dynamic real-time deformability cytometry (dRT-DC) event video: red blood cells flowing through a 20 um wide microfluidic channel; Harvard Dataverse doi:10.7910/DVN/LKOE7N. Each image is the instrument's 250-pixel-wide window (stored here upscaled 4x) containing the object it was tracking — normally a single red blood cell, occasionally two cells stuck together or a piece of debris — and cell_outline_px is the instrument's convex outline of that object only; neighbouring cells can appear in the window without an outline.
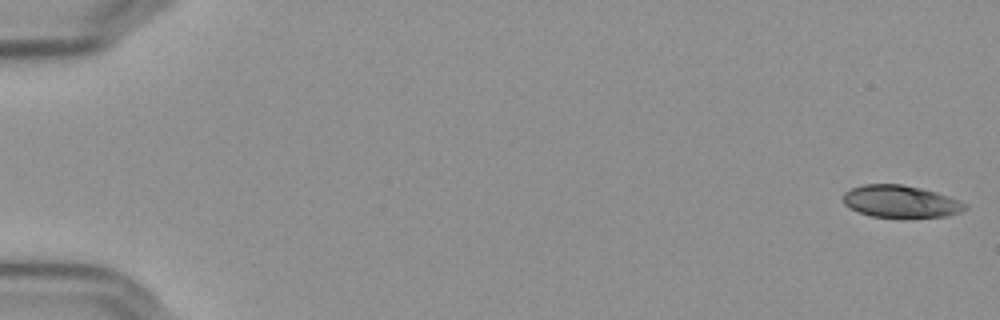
{"species": "Egyptian fruit bat (a non-hibernating species)", "species_latin": "Rousettus aegyptiacus", "temperature_condition": "cold", "stored_images_in_passage": 56, "camera_frame_rate_fps": 3000, "um_per_image_px": 0.085, "frame": {"image": 1, "passage_image": 1, "time_ms": 0.0, "image_size_px": [1000, 320], "cell_outline_px": [[968, 208], [960, 212], [948, 216], [904, 220], [868, 216], [856, 212], [848, 208], [844, 204], [844, 192], [852, 188], [864, 184], [900, 184], [920, 188], [936, 192], [960, 200], [968, 204]], "centroid_in_image_um": [76.57, 17.18], "position_along_channel_um": 8.4, "area_um2": 23.87}}
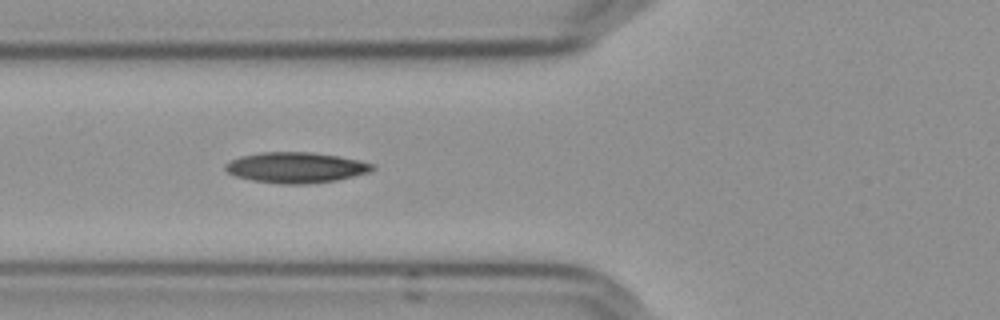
{"frame": {"image": 2, "passage_image": 22, "time_ms": 7.0, "image_size_px": [1000, 320], "cell_outline_px": [[376, 168], [368, 172], [336, 180], [308, 184], [280, 184], [252, 180], [236, 176], [228, 172], [224, 168], [224, 164], [240, 156], [260, 152], [312, 152], [340, 156], [360, 160], [376, 164]], "centroid_in_image_um": [25.17, 14.23], "position_along_channel_um": 100.6, "area_um2": 26.36}}
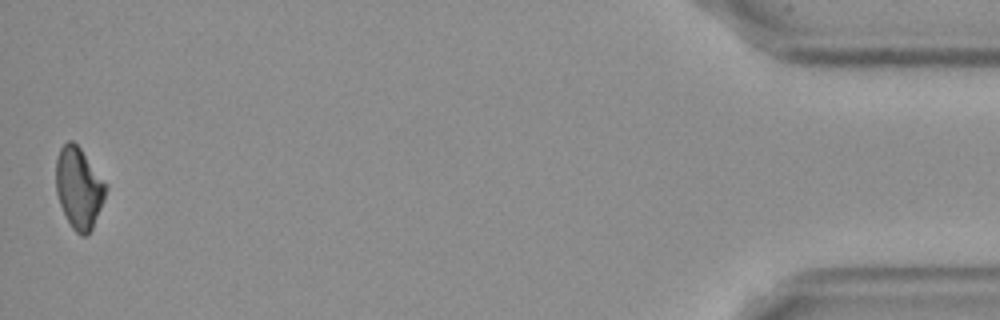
{"frame": {"image": 3, "passage_image": 56, "time_ms": 18.333, "image_size_px": [1000, 320], "cell_outline_px": [[108, 188], [104, 200], [92, 228], [88, 236], [80, 236], [72, 228], [60, 204], [56, 192], [56, 160], [60, 148], [68, 140], [72, 140], [80, 148], [108, 184]], "centroid_in_image_um": [6.72, 15.98], "position_along_channel_um": 428.5, "area_um2": 23.64}}